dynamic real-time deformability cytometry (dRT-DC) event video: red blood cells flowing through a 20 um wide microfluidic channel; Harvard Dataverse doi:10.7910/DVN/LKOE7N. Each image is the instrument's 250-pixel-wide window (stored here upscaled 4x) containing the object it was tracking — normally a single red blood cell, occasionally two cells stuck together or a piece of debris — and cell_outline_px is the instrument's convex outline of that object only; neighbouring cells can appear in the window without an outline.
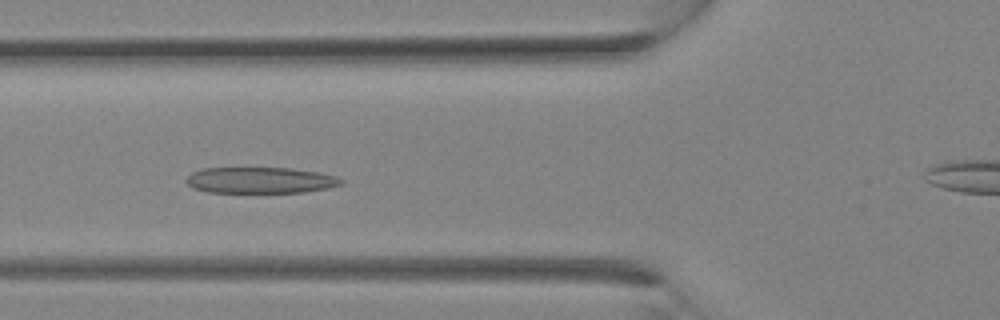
{"species": "Egyptian fruit bat (a non-hibernating species)", "species_latin": "Rousettus aegyptiacus", "temperature_condition": "room temperature", "stored_images_in_passage": 11, "camera_frame_rate_fps": 3000, "um_per_image_px": 0.085, "animal": {"sex": "female"}, "frame": {"image": 1, "passage_image": 4, "time_ms": 1.0, "image_size_px": [1000, 320], "cell_outline_px": [[344, 180], [340, 184], [328, 188], [304, 192], [208, 192], [192, 188], [184, 180], [192, 172], [200, 168], [292, 168], [320, 172], [336, 176]], "centroid_in_image_um": [22.11, 15.31], "position_along_channel_um": 103.7, "area_um2": 23.64}}
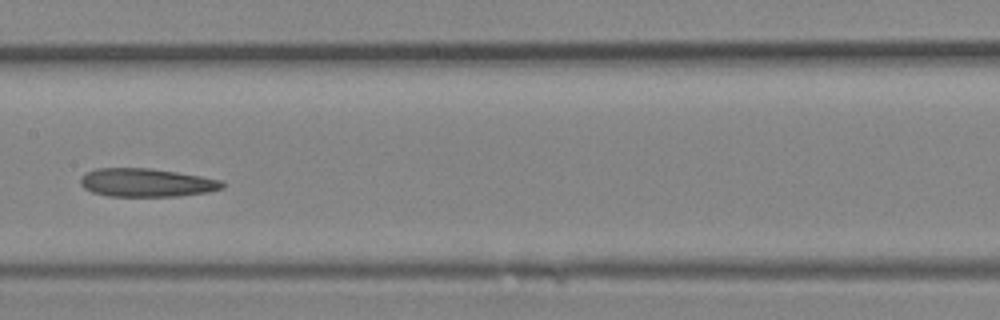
{"frame": {"image": 2, "passage_image": 8, "time_ms": 2.333, "image_size_px": [1000, 320], "cell_outline_px": [[224, 188], [208, 192], [180, 196], [108, 196], [92, 192], [84, 188], [80, 184], [80, 176], [84, 172], [96, 168], [148, 168], [176, 172], [224, 180]], "centroid_in_image_um": [12.43, 15.52], "position_along_channel_um": 195.0, "area_um2": 23.64}}
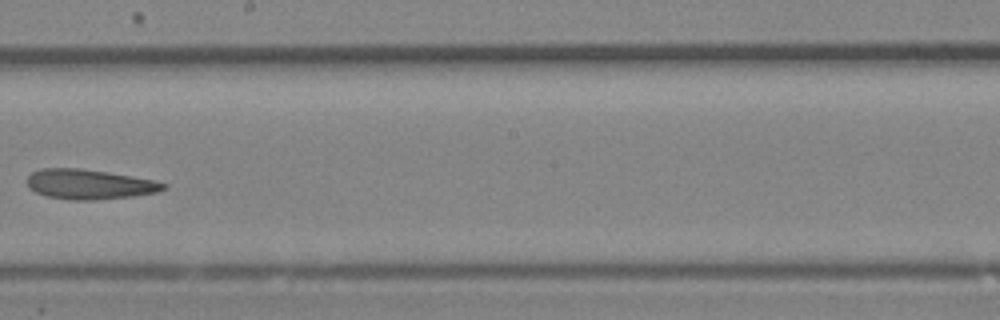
{"frame": {"image": 3, "passage_image": 10, "time_ms": 3.0, "image_size_px": [1000, 320], "cell_outline_px": [[168, 188], [156, 192], [132, 196], [92, 200], [72, 200], [48, 196], [36, 192], [28, 184], [28, 176], [32, 172], [40, 168], [80, 168], [108, 172], [156, 180], [168, 184]], "centroid_in_image_um": [7.64, 15.65], "position_along_channel_um": 240.6, "area_um2": 23.64}}